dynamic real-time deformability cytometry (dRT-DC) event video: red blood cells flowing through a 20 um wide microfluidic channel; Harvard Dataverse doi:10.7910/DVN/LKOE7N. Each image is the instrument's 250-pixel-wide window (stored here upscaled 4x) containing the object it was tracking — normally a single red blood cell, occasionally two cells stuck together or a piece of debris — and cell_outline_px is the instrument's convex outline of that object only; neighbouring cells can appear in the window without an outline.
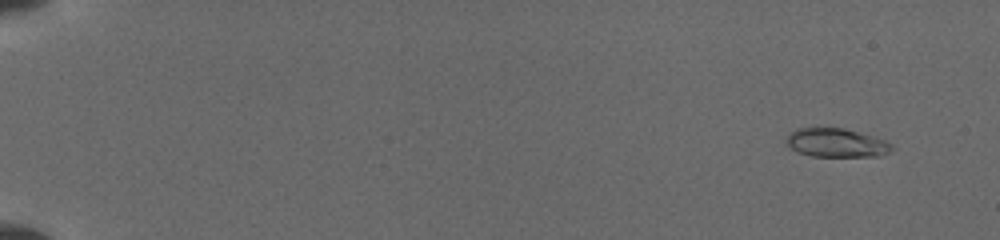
{"species": "common noctule bat (a hibernating species)", "species_latin": "Nyctalus noctula", "temperature_condition": "cold", "stored_images_in_passage": 7, "camera_frame_rate_fps": 3000, "um_per_image_px": 0.085, "animal": {"sex": "female", "body_mass_g": 19.5, "forearm_length_mm": 54.1}, "frame": {"image": 1, "passage_image": 1, "time_ms": 0.0, "image_size_px": [1000, 240], "cell_outline_px": [[896, 148], [880, 156], [812, 156], [800, 152], [792, 148], [784, 140], [796, 128], [844, 128], [872, 136], [884, 140], [892, 144]], "centroid_in_image_um": [71.12, 12.14], "position_along_channel_um": 13.9, "area_um2": 17.46}}
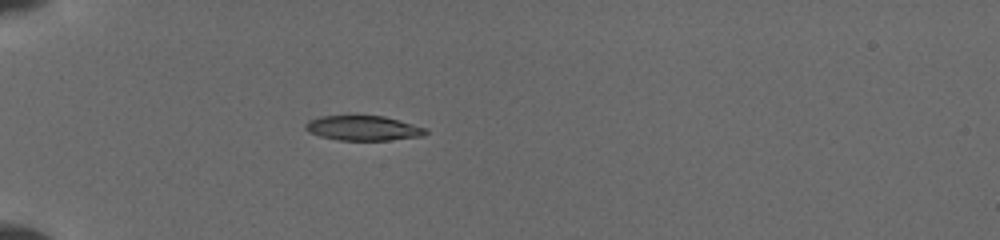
{"frame": {"image": 2, "passage_image": 7, "time_ms": 4.667, "image_size_px": [1000, 240], "cell_outline_px": [[428, 132], [424, 136], [388, 140], [340, 140], [320, 136], [308, 132], [304, 128], [304, 124], [308, 120], [320, 116], [384, 116], [424, 128]], "centroid_in_image_um": [30.81, 10.89], "position_along_channel_um": 54.2, "area_um2": 17.22}}